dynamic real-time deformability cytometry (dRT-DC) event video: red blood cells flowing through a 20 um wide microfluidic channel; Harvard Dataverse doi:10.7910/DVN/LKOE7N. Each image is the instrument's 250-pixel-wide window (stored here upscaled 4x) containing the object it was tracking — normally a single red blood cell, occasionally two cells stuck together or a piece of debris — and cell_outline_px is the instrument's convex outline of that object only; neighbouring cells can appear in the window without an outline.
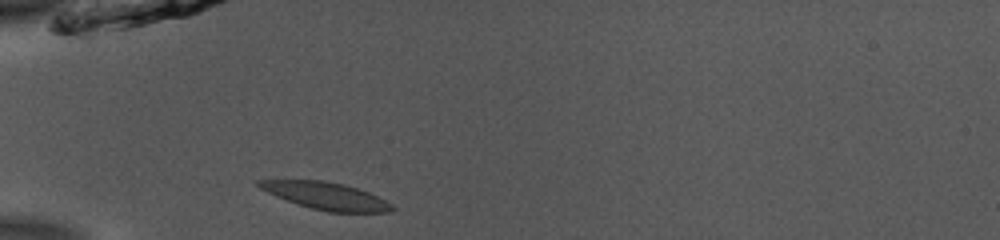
{"species": "common noctule bat (a hibernating species)", "species_latin": "Nyctalus noctula", "temperature_condition": "room temperature", "stored_images_in_passage": 37, "camera_frame_rate_fps": 3000, "um_per_image_px": 0.085, "animal": {"sex": "male", "body_mass_g": 13.0, "forearm_length_mm": 53.1}, "frame": {"image": 1, "passage_image": 1, "time_ms": 0.0, "image_size_px": [1000, 240], "cell_outline_px": [[396, 208], [388, 212], [328, 212], [312, 208], [276, 196], [260, 188], [256, 184], [256, 180], [324, 180], [344, 184], [368, 192], [392, 204]], "centroid_in_image_um": [27.72, 16.64], "position_along_channel_um": 57.3, "area_um2": 20.81}}
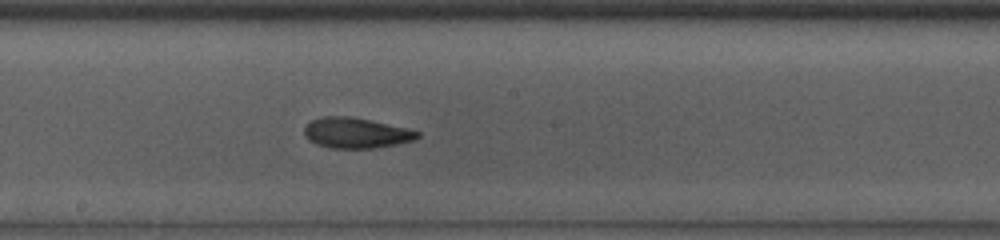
{"frame": {"image": 2, "passage_image": 14, "time_ms": 4.333, "image_size_px": [1000, 240], "cell_outline_px": [[420, 136], [416, 140], [376, 148], [332, 148], [316, 144], [308, 140], [304, 136], [304, 128], [312, 120], [324, 116], [352, 116], [404, 128], [420, 132]], "centroid_in_image_um": [30.24, 11.3], "position_along_channel_um": 218.0, "area_um2": 20.0}}
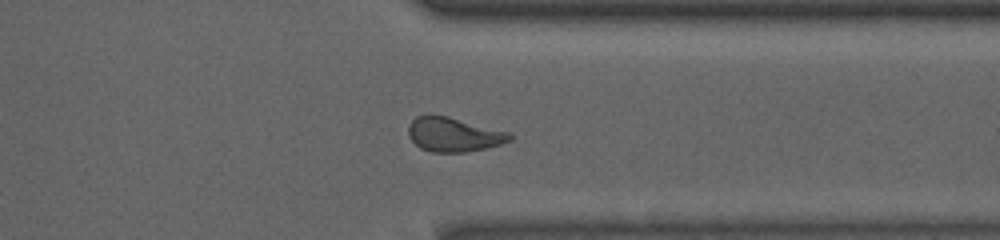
{"frame": {"image": 3, "passage_image": 26, "time_ms": 8.333, "image_size_px": [1000, 240], "cell_outline_px": [[512, 140], [500, 144], [484, 148], [464, 152], [432, 152], [420, 148], [408, 136], [408, 124], [416, 116], [428, 112], [448, 116], [512, 132]], "centroid_in_image_um": [38.54, 11.4], "position_along_channel_um": 372.9, "area_um2": 20.69}, "authors_computed_cell_mechanics": {"area_um2": 20.4612, "velocity_mm_per_s": 3.8822, "shape_relaxation_time_tau1_ms": 5.3773, "shape_relaxation_time_tau2_ms": 2.5148, "deformation_change_tau1": 0.1721, "deformation_change_tau2": 0.0955}}